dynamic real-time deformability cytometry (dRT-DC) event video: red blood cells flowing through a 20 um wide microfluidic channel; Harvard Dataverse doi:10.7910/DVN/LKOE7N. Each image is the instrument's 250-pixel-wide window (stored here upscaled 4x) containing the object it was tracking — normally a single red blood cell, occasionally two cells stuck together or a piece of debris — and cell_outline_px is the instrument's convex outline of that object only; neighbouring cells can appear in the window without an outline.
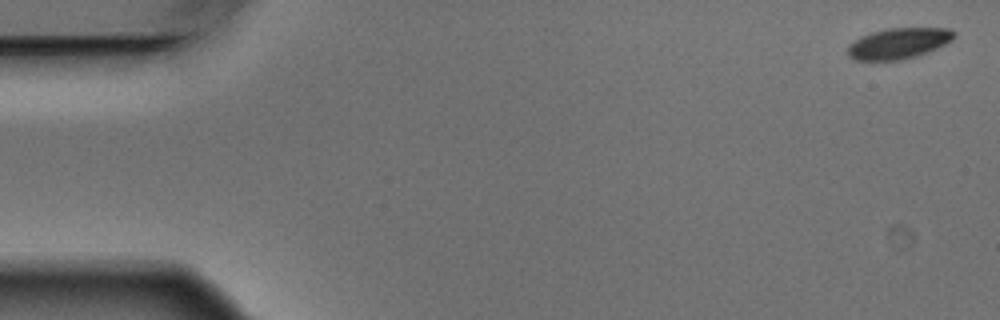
{"species": "Egyptian fruit bat (a non-hibernating species)", "species_latin": "Rousettus aegyptiacus", "temperature_condition": "warm", "stored_images_in_passage": 6, "camera_frame_rate_fps": 3000, "um_per_image_px": 0.085, "animal": {"sex": "male"}, "frame": {"image": 1, "passage_image": 1, "time_ms": 0.0, "image_size_px": [1000, 320], "cell_outline_px": [[956, 36], [952, 40], [928, 52], [916, 56], [900, 60], [856, 60], [848, 56], [848, 44], [860, 36], [872, 32], [888, 28], [948, 28], [956, 32]], "centroid_in_image_um": [76.37, 3.68], "position_along_channel_um": 8.6, "area_um2": 19.13}}
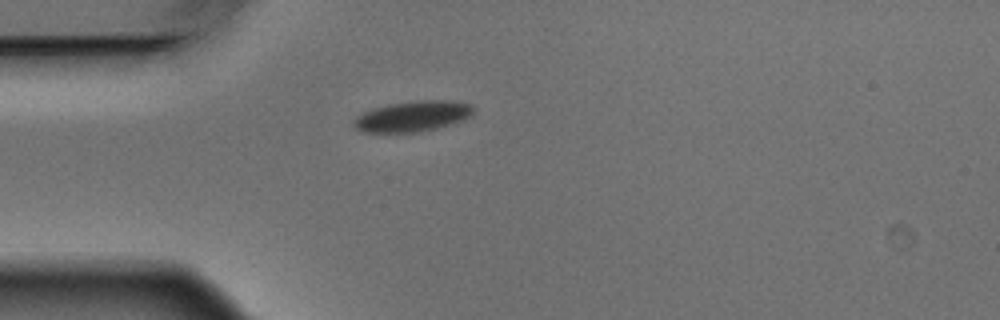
{"frame": {"image": 2, "passage_image": 5, "time_ms": 1.333, "image_size_px": [1000, 320], "cell_outline_px": [[472, 112], [468, 116], [460, 120], [436, 128], [416, 132], [360, 132], [352, 124], [352, 120], [356, 116], [372, 108], [388, 104], [420, 100], [452, 100], [472, 104]], "centroid_in_image_um": [35.0, 9.87], "position_along_channel_um": 50.0, "area_um2": 21.15}}